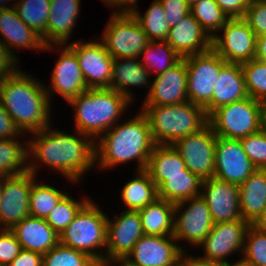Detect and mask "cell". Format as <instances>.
<instances>
[{
	"instance_id": "obj_1",
	"label": "cell",
	"mask_w": 266,
	"mask_h": 266,
	"mask_svg": "<svg viewBox=\"0 0 266 266\" xmlns=\"http://www.w3.org/2000/svg\"><path fill=\"white\" fill-rule=\"evenodd\" d=\"M52 128L51 124L27 136L28 172L37 176L44 165L63 175L69 183L80 184L85 174L95 168V141L77 130L68 134Z\"/></svg>"
},
{
	"instance_id": "obj_2",
	"label": "cell",
	"mask_w": 266,
	"mask_h": 266,
	"mask_svg": "<svg viewBox=\"0 0 266 266\" xmlns=\"http://www.w3.org/2000/svg\"><path fill=\"white\" fill-rule=\"evenodd\" d=\"M19 67L0 79V102L23 134L41 131L51 125L52 104L45 83Z\"/></svg>"
},
{
	"instance_id": "obj_3",
	"label": "cell",
	"mask_w": 266,
	"mask_h": 266,
	"mask_svg": "<svg viewBox=\"0 0 266 266\" xmlns=\"http://www.w3.org/2000/svg\"><path fill=\"white\" fill-rule=\"evenodd\" d=\"M95 141V168H112L135 161L136 171L147 168L149 157L156 145L147 117L140 111L128 115Z\"/></svg>"
},
{
	"instance_id": "obj_4",
	"label": "cell",
	"mask_w": 266,
	"mask_h": 266,
	"mask_svg": "<svg viewBox=\"0 0 266 266\" xmlns=\"http://www.w3.org/2000/svg\"><path fill=\"white\" fill-rule=\"evenodd\" d=\"M133 103L110 88L87 89L67 105L73 110L74 130L94 141L122 121L123 114Z\"/></svg>"
},
{
	"instance_id": "obj_5",
	"label": "cell",
	"mask_w": 266,
	"mask_h": 266,
	"mask_svg": "<svg viewBox=\"0 0 266 266\" xmlns=\"http://www.w3.org/2000/svg\"><path fill=\"white\" fill-rule=\"evenodd\" d=\"M155 144L173 145L178 139L196 133L208 123L203 107L189 100L168 106H142Z\"/></svg>"
},
{
	"instance_id": "obj_6",
	"label": "cell",
	"mask_w": 266,
	"mask_h": 266,
	"mask_svg": "<svg viewBox=\"0 0 266 266\" xmlns=\"http://www.w3.org/2000/svg\"><path fill=\"white\" fill-rule=\"evenodd\" d=\"M99 207L90 198L59 235V243L86 253L101 266L105 262L108 215Z\"/></svg>"
},
{
	"instance_id": "obj_7",
	"label": "cell",
	"mask_w": 266,
	"mask_h": 266,
	"mask_svg": "<svg viewBox=\"0 0 266 266\" xmlns=\"http://www.w3.org/2000/svg\"><path fill=\"white\" fill-rule=\"evenodd\" d=\"M216 136L240 139L259 132L262 128V104L257 99L243 100L221 106L208 116Z\"/></svg>"
},
{
	"instance_id": "obj_8",
	"label": "cell",
	"mask_w": 266,
	"mask_h": 266,
	"mask_svg": "<svg viewBox=\"0 0 266 266\" xmlns=\"http://www.w3.org/2000/svg\"><path fill=\"white\" fill-rule=\"evenodd\" d=\"M111 14L100 40L113 59L138 58L150 42L140 23L132 13Z\"/></svg>"
},
{
	"instance_id": "obj_9",
	"label": "cell",
	"mask_w": 266,
	"mask_h": 266,
	"mask_svg": "<svg viewBox=\"0 0 266 266\" xmlns=\"http://www.w3.org/2000/svg\"><path fill=\"white\" fill-rule=\"evenodd\" d=\"M213 225L209 207L200 195L175 204L172 235L183 252L187 251V246L179 242L185 241L196 249Z\"/></svg>"
},
{
	"instance_id": "obj_10",
	"label": "cell",
	"mask_w": 266,
	"mask_h": 266,
	"mask_svg": "<svg viewBox=\"0 0 266 266\" xmlns=\"http://www.w3.org/2000/svg\"><path fill=\"white\" fill-rule=\"evenodd\" d=\"M251 224L244 220H234L230 222L214 223L210 233L200 243L197 248H201L203 255L197 256L213 262L235 264L241 258L233 261L229 260L232 254H243L245 234ZM228 257V259H227ZM229 260V261H228Z\"/></svg>"
},
{
	"instance_id": "obj_11",
	"label": "cell",
	"mask_w": 266,
	"mask_h": 266,
	"mask_svg": "<svg viewBox=\"0 0 266 266\" xmlns=\"http://www.w3.org/2000/svg\"><path fill=\"white\" fill-rule=\"evenodd\" d=\"M55 50L57 53L60 52L58 53L59 57L51 71L50 85L46 86L45 84V89L51 104H53L52 99L54 100L53 94L60 95L68 104L88 88L75 52L67 44L49 45L44 49L51 53H54Z\"/></svg>"
},
{
	"instance_id": "obj_12",
	"label": "cell",
	"mask_w": 266,
	"mask_h": 266,
	"mask_svg": "<svg viewBox=\"0 0 266 266\" xmlns=\"http://www.w3.org/2000/svg\"><path fill=\"white\" fill-rule=\"evenodd\" d=\"M184 59L187 66L188 100L204 108L211 101L220 67L225 60L213 49Z\"/></svg>"
},
{
	"instance_id": "obj_13",
	"label": "cell",
	"mask_w": 266,
	"mask_h": 266,
	"mask_svg": "<svg viewBox=\"0 0 266 266\" xmlns=\"http://www.w3.org/2000/svg\"><path fill=\"white\" fill-rule=\"evenodd\" d=\"M217 136L207 123L196 133L178 139L173 147L180 153L187 169L202 180L214 177Z\"/></svg>"
},
{
	"instance_id": "obj_14",
	"label": "cell",
	"mask_w": 266,
	"mask_h": 266,
	"mask_svg": "<svg viewBox=\"0 0 266 266\" xmlns=\"http://www.w3.org/2000/svg\"><path fill=\"white\" fill-rule=\"evenodd\" d=\"M256 38L243 18H232L212 39V49L225 62L242 64L255 57Z\"/></svg>"
},
{
	"instance_id": "obj_15",
	"label": "cell",
	"mask_w": 266,
	"mask_h": 266,
	"mask_svg": "<svg viewBox=\"0 0 266 266\" xmlns=\"http://www.w3.org/2000/svg\"><path fill=\"white\" fill-rule=\"evenodd\" d=\"M78 59L88 89L110 88L113 58L104 43L96 40H74L67 44Z\"/></svg>"
},
{
	"instance_id": "obj_16",
	"label": "cell",
	"mask_w": 266,
	"mask_h": 266,
	"mask_svg": "<svg viewBox=\"0 0 266 266\" xmlns=\"http://www.w3.org/2000/svg\"><path fill=\"white\" fill-rule=\"evenodd\" d=\"M122 211L114 218L107 217L105 262L125 259L144 235L139 212Z\"/></svg>"
},
{
	"instance_id": "obj_17",
	"label": "cell",
	"mask_w": 266,
	"mask_h": 266,
	"mask_svg": "<svg viewBox=\"0 0 266 266\" xmlns=\"http://www.w3.org/2000/svg\"><path fill=\"white\" fill-rule=\"evenodd\" d=\"M38 176L30 172L3 177V191L0 201V229H11L15 224L30 216L29 195L32 182Z\"/></svg>"
},
{
	"instance_id": "obj_18",
	"label": "cell",
	"mask_w": 266,
	"mask_h": 266,
	"mask_svg": "<svg viewBox=\"0 0 266 266\" xmlns=\"http://www.w3.org/2000/svg\"><path fill=\"white\" fill-rule=\"evenodd\" d=\"M257 168L243 150L239 139L217 136L214 177L241 185Z\"/></svg>"
},
{
	"instance_id": "obj_19",
	"label": "cell",
	"mask_w": 266,
	"mask_h": 266,
	"mask_svg": "<svg viewBox=\"0 0 266 266\" xmlns=\"http://www.w3.org/2000/svg\"><path fill=\"white\" fill-rule=\"evenodd\" d=\"M182 252L173 235H143L125 260L133 266H180Z\"/></svg>"
},
{
	"instance_id": "obj_20",
	"label": "cell",
	"mask_w": 266,
	"mask_h": 266,
	"mask_svg": "<svg viewBox=\"0 0 266 266\" xmlns=\"http://www.w3.org/2000/svg\"><path fill=\"white\" fill-rule=\"evenodd\" d=\"M187 84V66L182 58L164 73L154 76L149 94L141 105L168 106L185 102L188 100Z\"/></svg>"
},
{
	"instance_id": "obj_21",
	"label": "cell",
	"mask_w": 266,
	"mask_h": 266,
	"mask_svg": "<svg viewBox=\"0 0 266 266\" xmlns=\"http://www.w3.org/2000/svg\"><path fill=\"white\" fill-rule=\"evenodd\" d=\"M200 196L206 201L214 223L242 219L239 185L211 177L202 181Z\"/></svg>"
},
{
	"instance_id": "obj_22",
	"label": "cell",
	"mask_w": 266,
	"mask_h": 266,
	"mask_svg": "<svg viewBox=\"0 0 266 266\" xmlns=\"http://www.w3.org/2000/svg\"><path fill=\"white\" fill-rule=\"evenodd\" d=\"M0 36V41L19 64L20 59L15 54V49L39 52H44L45 49L42 37L20 19L14 7L0 10Z\"/></svg>"
},
{
	"instance_id": "obj_23",
	"label": "cell",
	"mask_w": 266,
	"mask_h": 266,
	"mask_svg": "<svg viewBox=\"0 0 266 266\" xmlns=\"http://www.w3.org/2000/svg\"><path fill=\"white\" fill-rule=\"evenodd\" d=\"M166 42L182 58L212 49V39L191 12L170 28Z\"/></svg>"
},
{
	"instance_id": "obj_24",
	"label": "cell",
	"mask_w": 266,
	"mask_h": 266,
	"mask_svg": "<svg viewBox=\"0 0 266 266\" xmlns=\"http://www.w3.org/2000/svg\"><path fill=\"white\" fill-rule=\"evenodd\" d=\"M81 4V0H51L46 26V46L71 43L70 37L76 27Z\"/></svg>"
},
{
	"instance_id": "obj_25",
	"label": "cell",
	"mask_w": 266,
	"mask_h": 266,
	"mask_svg": "<svg viewBox=\"0 0 266 266\" xmlns=\"http://www.w3.org/2000/svg\"><path fill=\"white\" fill-rule=\"evenodd\" d=\"M249 97L241 64L225 62L215 84L211 101L204 107L209 116L217 108Z\"/></svg>"
},
{
	"instance_id": "obj_26",
	"label": "cell",
	"mask_w": 266,
	"mask_h": 266,
	"mask_svg": "<svg viewBox=\"0 0 266 266\" xmlns=\"http://www.w3.org/2000/svg\"><path fill=\"white\" fill-rule=\"evenodd\" d=\"M151 74L141 64L139 58H120L113 60L112 77L110 89L125 96L130 102L134 103L135 95L131 92L133 88H148L145 97L151 88Z\"/></svg>"
},
{
	"instance_id": "obj_27",
	"label": "cell",
	"mask_w": 266,
	"mask_h": 266,
	"mask_svg": "<svg viewBox=\"0 0 266 266\" xmlns=\"http://www.w3.org/2000/svg\"><path fill=\"white\" fill-rule=\"evenodd\" d=\"M10 230L22 249L42 255L59 243V235L43 218L28 216Z\"/></svg>"
},
{
	"instance_id": "obj_28",
	"label": "cell",
	"mask_w": 266,
	"mask_h": 266,
	"mask_svg": "<svg viewBox=\"0 0 266 266\" xmlns=\"http://www.w3.org/2000/svg\"><path fill=\"white\" fill-rule=\"evenodd\" d=\"M242 219L252 224L266 208V169H256L239 185Z\"/></svg>"
},
{
	"instance_id": "obj_29",
	"label": "cell",
	"mask_w": 266,
	"mask_h": 266,
	"mask_svg": "<svg viewBox=\"0 0 266 266\" xmlns=\"http://www.w3.org/2000/svg\"><path fill=\"white\" fill-rule=\"evenodd\" d=\"M187 169L180 153L173 145L154 146L146 170L157 188L166 180V176L185 174Z\"/></svg>"
},
{
	"instance_id": "obj_30",
	"label": "cell",
	"mask_w": 266,
	"mask_h": 266,
	"mask_svg": "<svg viewBox=\"0 0 266 266\" xmlns=\"http://www.w3.org/2000/svg\"><path fill=\"white\" fill-rule=\"evenodd\" d=\"M135 176L120 189L124 210L138 211L158 198V189L146 169L135 171Z\"/></svg>"
},
{
	"instance_id": "obj_31",
	"label": "cell",
	"mask_w": 266,
	"mask_h": 266,
	"mask_svg": "<svg viewBox=\"0 0 266 266\" xmlns=\"http://www.w3.org/2000/svg\"><path fill=\"white\" fill-rule=\"evenodd\" d=\"M174 210V203L161 198L138 210L144 235H172Z\"/></svg>"
},
{
	"instance_id": "obj_32",
	"label": "cell",
	"mask_w": 266,
	"mask_h": 266,
	"mask_svg": "<svg viewBox=\"0 0 266 266\" xmlns=\"http://www.w3.org/2000/svg\"><path fill=\"white\" fill-rule=\"evenodd\" d=\"M202 181L189 169H186L182 175L166 176V180L157 188L158 198L176 204L199 196Z\"/></svg>"
},
{
	"instance_id": "obj_33",
	"label": "cell",
	"mask_w": 266,
	"mask_h": 266,
	"mask_svg": "<svg viewBox=\"0 0 266 266\" xmlns=\"http://www.w3.org/2000/svg\"><path fill=\"white\" fill-rule=\"evenodd\" d=\"M22 141L0 139V177L17 176L28 172V138Z\"/></svg>"
},
{
	"instance_id": "obj_34",
	"label": "cell",
	"mask_w": 266,
	"mask_h": 266,
	"mask_svg": "<svg viewBox=\"0 0 266 266\" xmlns=\"http://www.w3.org/2000/svg\"><path fill=\"white\" fill-rule=\"evenodd\" d=\"M138 58L154 76L164 73L182 59L166 41H150Z\"/></svg>"
},
{
	"instance_id": "obj_35",
	"label": "cell",
	"mask_w": 266,
	"mask_h": 266,
	"mask_svg": "<svg viewBox=\"0 0 266 266\" xmlns=\"http://www.w3.org/2000/svg\"><path fill=\"white\" fill-rule=\"evenodd\" d=\"M137 2L136 0L131 13L140 23L149 41H166L170 28L160 0H154L143 14L138 10Z\"/></svg>"
},
{
	"instance_id": "obj_36",
	"label": "cell",
	"mask_w": 266,
	"mask_h": 266,
	"mask_svg": "<svg viewBox=\"0 0 266 266\" xmlns=\"http://www.w3.org/2000/svg\"><path fill=\"white\" fill-rule=\"evenodd\" d=\"M32 182V188L29 195V213L30 216L46 219L51 210L57 206L58 202L68 193L65 190L57 189L47 181Z\"/></svg>"
},
{
	"instance_id": "obj_37",
	"label": "cell",
	"mask_w": 266,
	"mask_h": 266,
	"mask_svg": "<svg viewBox=\"0 0 266 266\" xmlns=\"http://www.w3.org/2000/svg\"><path fill=\"white\" fill-rule=\"evenodd\" d=\"M51 0H17L14 8L20 19L42 37L46 46V26Z\"/></svg>"
},
{
	"instance_id": "obj_38",
	"label": "cell",
	"mask_w": 266,
	"mask_h": 266,
	"mask_svg": "<svg viewBox=\"0 0 266 266\" xmlns=\"http://www.w3.org/2000/svg\"><path fill=\"white\" fill-rule=\"evenodd\" d=\"M190 9L192 15L211 39L220 32L221 28L229 20L216 0H199Z\"/></svg>"
},
{
	"instance_id": "obj_39",
	"label": "cell",
	"mask_w": 266,
	"mask_h": 266,
	"mask_svg": "<svg viewBox=\"0 0 266 266\" xmlns=\"http://www.w3.org/2000/svg\"><path fill=\"white\" fill-rule=\"evenodd\" d=\"M85 196L78 201L77 198L74 199L70 193H67L51 210L45 220L58 235L67 228L79 209L90 199L88 195L85 194Z\"/></svg>"
},
{
	"instance_id": "obj_40",
	"label": "cell",
	"mask_w": 266,
	"mask_h": 266,
	"mask_svg": "<svg viewBox=\"0 0 266 266\" xmlns=\"http://www.w3.org/2000/svg\"><path fill=\"white\" fill-rule=\"evenodd\" d=\"M43 266H100L84 252L58 243L43 254Z\"/></svg>"
},
{
	"instance_id": "obj_41",
	"label": "cell",
	"mask_w": 266,
	"mask_h": 266,
	"mask_svg": "<svg viewBox=\"0 0 266 266\" xmlns=\"http://www.w3.org/2000/svg\"><path fill=\"white\" fill-rule=\"evenodd\" d=\"M242 264L246 266H266V232L250 225L245 234Z\"/></svg>"
},
{
	"instance_id": "obj_42",
	"label": "cell",
	"mask_w": 266,
	"mask_h": 266,
	"mask_svg": "<svg viewBox=\"0 0 266 266\" xmlns=\"http://www.w3.org/2000/svg\"><path fill=\"white\" fill-rule=\"evenodd\" d=\"M247 93L253 99H266V62L253 58L242 63Z\"/></svg>"
},
{
	"instance_id": "obj_43",
	"label": "cell",
	"mask_w": 266,
	"mask_h": 266,
	"mask_svg": "<svg viewBox=\"0 0 266 266\" xmlns=\"http://www.w3.org/2000/svg\"><path fill=\"white\" fill-rule=\"evenodd\" d=\"M257 169H266V129L239 139Z\"/></svg>"
},
{
	"instance_id": "obj_44",
	"label": "cell",
	"mask_w": 266,
	"mask_h": 266,
	"mask_svg": "<svg viewBox=\"0 0 266 266\" xmlns=\"http://www.w3.org/2000/svg\"><path fill=\"white\" fill-rule=\"evenodd\" d=\"M243 19L256 36L266 33V0H256L248 5Z\"/></svg>"
},
{
	"instance_id": "obj_45",
	"label": "cell",
	"mask_w": 266,
	"mask_h": 266,
	"mask_svg": "<svg viewBox=\"0 0 266 266\" xmlns=\"http://www.w3.org/2000/svg\"><path fill=\"white\" fill-rule=\"evenodd\" d=\"M21 250L15 234L10 229H0V266H8Z\"/></svg>"
},
{
	"instance_id": "obj_46",
	"label": "cell",
	"mask_w": 266,
	"mask_h": 266,
	"mask_svg": "<svg viewBox=\"0 0 266 266\" xmlns=\"http://www.w3.org/2000/svg\"><path fill=\"white\" fill-rule=\"evenodd\" d=\"M160 2L163 5L169 28L178 24L191 11L185 0H160Z\"/></svg>"
},
{
	"instance_id": "obj_47",
	"label": "cell",
	"mask_w": 266,
	"mask_h": 266,
	"mask_svg": "<svg viewBox=\"0 0 266 266\" xmlns=\"http://www.w3.org/2000/svg\"><path fill=\"white\" fill-rule=\"evenodd\" d=\"M28 135L22 133L11 116L2 107L0 102V139H25Z\"/></svg>"
},
{
	"instance_id": "obj_48",
	"label": "cell",
	"mask_w": 266,
	"mask_h": 266,
	"mask_svg": "<svg viewBox=\"0 0 266 266\" xmlns=\"http://www.w3.org/2000/svg\"><path fill=\"white\" fill-rule=\"evenodd\" d=\"M221 10L232 18H243L248 5L243 0H216Z\"/></svg>"
},
{
	"instance_id": "obj_49",
	"label": "cell",
	"mask_w": 266,
	"mask_h": 266,
	"mask_svg": "<svg viewBox=\"0 0 266 266\" xmlns=\"http://www.w3.org/2000/svg\"><path fill=\"white\" fill-rule=\"evenodd\" d=\"M8 266H43V255L22 249Z\"/></svg>"
},
{
	"instance_id": "obj_50",
	"label": "cell",
	"mask_w": 266,
	"mask_h": 266,
	"mask_svg": "<svg viewBox=\"0 0 266 266\" xmlns=\"http://www.w3.org/2000/svg\"><path fill=\"white\" fill-rule=\"evenodd\" d=\"M19 66L21 67L0 41V79L16 71Z\"/></svg>"
},
{
	"instance_id": "obj_51",
	"label": "cell",
	"mask_w": 266,
	"mask_h": 266,
	"mask_svg": "<svg viewBox=\"0 0 266 266\" xmlns=\"http://www.w3.org/2000/svg\"><path fill=\"white\" fill-rule=\"evenodd\" d=\"M189 251L190 249L182 252L180 266H230L229 264L208 261L198 257L197 255H191Z\"/></svg>"
},
{
	"instance_id": "obj_52",
	"label": "cell",
	"mask_w": 266,
	"mask_h": 266,
	"mask_svg": "<svg viewBox=\"0 0 266 266\" xmlns=\"http://www.w3.org/2000/svg\"><path fill=\"white\" fill-rule=\"evenodd\" d=\"M108 8H112L113 14L131 13L136 0H101Z\"/></svg>"
},
{
	"instance_id": "obj_53",
	"label": "cell",
	"mask_w": 266,
	"mask_h": 266,
	"mask_svg": "<svg viewBox=\"0 0 266 266\" xmlns=\"http://www.w3.org/2000/svg\"><path fill=\"white\" fill-rule=\"evenodd\" d=\"M254 58L266 62V33L256 38V53Z\"/></svg>"
},
{
	"instance_id": "obj_54",
	"label": "cell",
	"mask_w": 266,
	"mask_h": 266,
	"mask_svg": "<svg viewBox=\"0 0 266 266\" xmlns=\"http://www.w3.org/2000/svg\"><path fill=\"white\" fill-rule=\"evenodd\" d=\"M251 225L257 230L266 232V208Z\"/></svg>"
},
{
	"instance_id": "obj_55",
	"label": "cell",
	"mask_w": 266,
	"mask_h": 266,
	"mask_svg": "<svg viewBox=\"0 0 266 266\" xmlns=\"http://www.w3.org/2000/svg\"><path fill=\"white\" fill-rule=\"evenodd\" d=\"M101 266H133L125 259H114L104 262Z\"/></svg>"
},
{
	"instance_id": "obj_56",
	"label": "cell",
	"mask_w": 266,
	"mask_h": 266,
	"mask_svg": "<svg viewBox=\"0 0 266 266\" xmlns=\"http://www.w3.org/2000/svg\"><path fill=\"white\" fill-rule=\"evenodd\" d=\"M11 1H12V3H11ZM16 1L17 0H0V10H5V9H9L11 7H14ZM5 3H7V4L9 3L8 6Z\"/></svg>"
},
{
	"instance_id": "obj_57",
	"label": "cell",
	"mask_w": 266,
	"mask_h": 266,
	"mask_svg": "<svg viewBox=\"0 0 266 266\" xmlns=\"http://www.w3.org/2000/svg\"><path fill=\"white\" fill-rule=\"evenodd\" d=\"M262 104V125L263 129H266V99L261 101Z\"/></svg>"
},
{
	"instance_id": "obj_58",
	"label": "cell",
	"mask_w": 266,
	"mask_h": 266,
	"mask_svg": "<svg viewBox=\"0 0 266 266\" xmlns=\"http://www.w3.org/2000/svg\"><path fill=\"white\" fill-rule=\"evenodd\" d=\"M186 4L191 7L193 6L195 3H197L199 0H185Z\"/></svg>"
},
{
	"instance_id": "obj_59",
	"label": "cell",
	"mask_w": 266,
	"mask_h": 266,
	"mask_svg": "<svg viewBox=\"0 0 266 266\" xmlns=\"http://www.w3.org/2000/svg\"><path fill=\"white\" fill-rule=\"evenodd\" d=\"M2 191H3V177H0V201L2 198Z\"/></svg>"
},
{
	"instance_id": "obj_60",
	"label": "cell",
	"mask_w": 266,
	"mask_h": 266,
	"mask_svg": "<svg viewBox=\"0 0 266 266\" xmlns=\"http://www.w3.org/2000/svg\"><path fill=\"white\" fill-rule=\"evenodd\" d=\"M247 5L252 4L256 0H243Z\"/></svg>"
},
{
	"instance_id": "obj_61",
	"label": "cell",
	"mask_w": 266,
	"mask_h": 266,
	"mask_svg": "<svg viewBox=\"0 0 266 266\" xmlns=\"http://www.w3.org/2000/svg\"><path fill=\"white\" fill-rule=\"evenodd\" d=\"M230 266H246V265H244L241 262H239V263L231 264Z\"/></svg>"
}]
</instances>
